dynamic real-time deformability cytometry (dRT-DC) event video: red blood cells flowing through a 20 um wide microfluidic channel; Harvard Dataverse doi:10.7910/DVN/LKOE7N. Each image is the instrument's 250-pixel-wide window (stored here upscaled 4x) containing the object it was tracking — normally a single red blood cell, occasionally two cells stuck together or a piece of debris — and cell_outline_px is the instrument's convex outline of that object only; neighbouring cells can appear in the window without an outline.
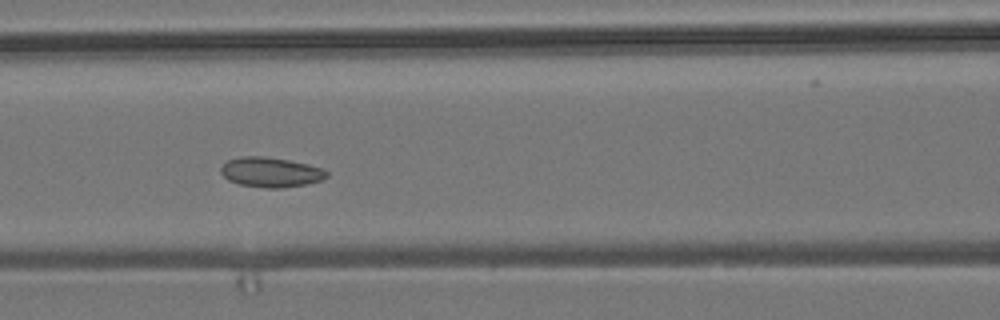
{"species": "common noctule bat (a hibernating species)", "species_latin": "Nyctalus noctula", "temperature_condition": "room temperature", "stored_images_in_passage": 10, "camera_frame_rate_fps": 3000, "um_per_image_px": 0.085, "animal": {"sex": "male", "body_mass_g": 19.2, "forearm_length_mm": 51.8}, "frame": {"image": 1, "passage_image": 7, "time_ms": 2.0, "image_size_px": [1000, 320], "cell_outline_px": [[328, 176], [320, 180], [308, 184], [284, 188], [264, 188], [240, 184], [228, 180], [220, 172], [220, 168], [228, 160], [240, 156], [264, 156], [288, 160], [308, 164], [324, 168], [328, 172]], "centroid_in_image_um": [23.03, 14.64], "position_along_channel_um": 143.6, "area_um2": 18.55}}
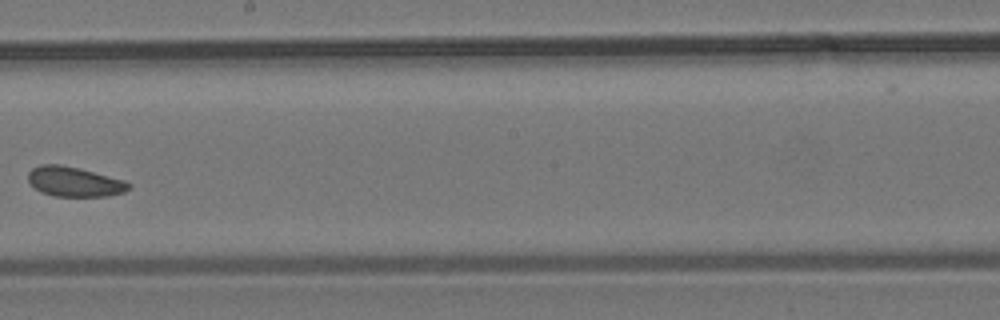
{"frame": {"image": 2, "passage_image": 9, "time_ms": 2.667, "image_size_px": [1000, 320], "cell_outline_px": [[132, 188], [124, 192], [108, 196], [52, 196], [40, 192], [28, 180], [28, 172], [32, 168], [40, 164], [60, 164], [80, 168], [124, 180], [132, 184]], "centroid_in_image_um": [6.33, 15.44], "position_along_channel_um": 241.9, "area_um2": 17.63}}
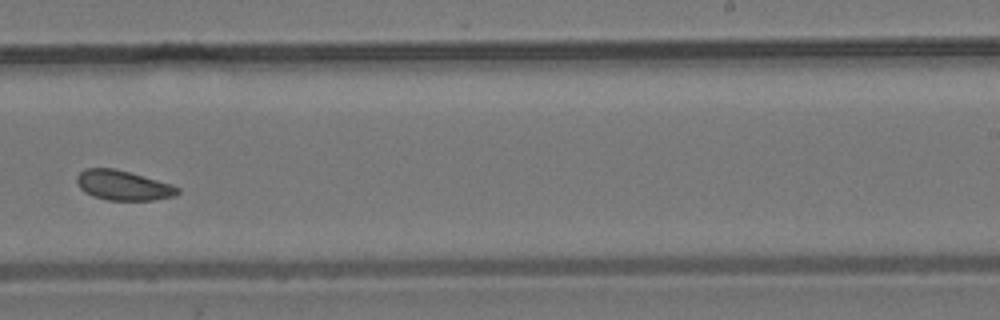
{"frame": {"image": 3, "passage_image": 10, "time_ms": 3.0, "image_size_px": [1000, 320], "cell_outline_px": [[180, 192], [176, 196], [156, 200], [108, 200], [92, 196], [84, 192], [76, 184], [76, 176], [84, 168], [112, 168], [128, 172], [172, 184], [180, 188]], "centroid_in_image_um": [10.46, 15.76], "position_along_channel_um": 278.5, "area_um2": 17.63}}